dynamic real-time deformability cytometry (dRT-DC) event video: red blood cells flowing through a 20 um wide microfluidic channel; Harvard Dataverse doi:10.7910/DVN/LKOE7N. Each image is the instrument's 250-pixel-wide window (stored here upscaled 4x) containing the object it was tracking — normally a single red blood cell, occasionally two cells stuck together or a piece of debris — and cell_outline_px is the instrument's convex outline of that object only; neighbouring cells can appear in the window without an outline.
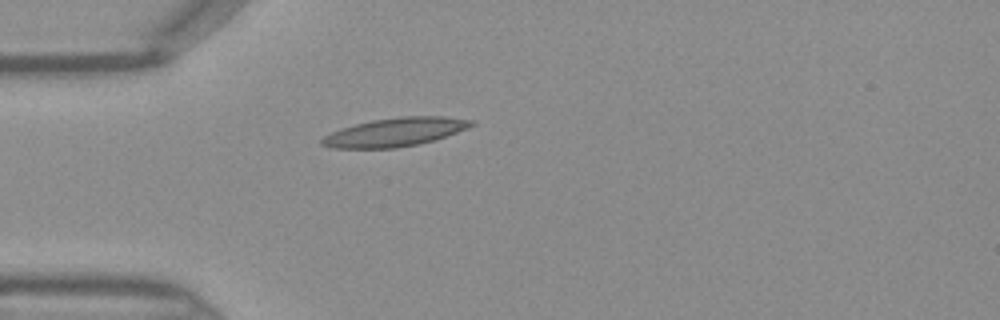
{"species": "Egyptian fruit bat (a non-hibernating species)", "species_latin": "Rousettus aegyptiacus", "temperature_condition": "warm", "stored_images_in_passage": 31, "camera_frame_rate_fps": 3000, "um_per_image_px": 0.085, "frame": {"image": 1, "passage_image": 1, "time_ms": 0.0, "image_size_px": [1000, 320], "cell_outline_px": [[476, 124], [468, 128], [432, 140], [416, 144], [396, 148], [332, 148], [320, 144], [320, 140], [324, 136], [332, 132], [356, 124], [372, 120], [400, 116], [444, 116], [476, 120]], "centroid_in_image_um": [33.6, 11.22], "position_along_channel_um": 51.4, "area_um2": 24.68}}
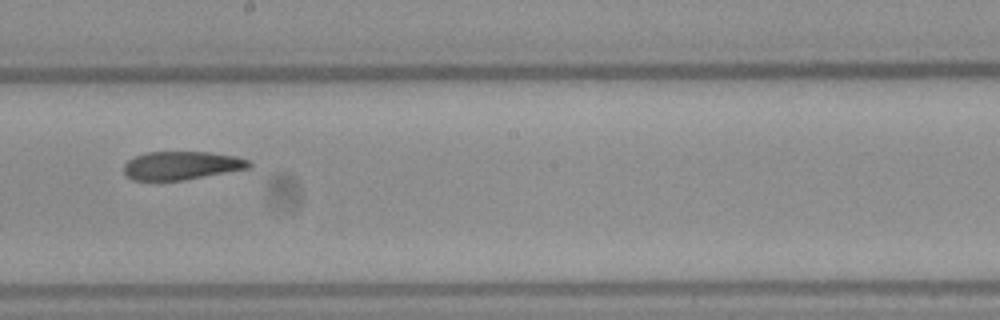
{"frame": {"image": 2, "passage_image": 14, "time_ms": 4.333, "image_size_px": [1000, 320], "cell_outline_px": [[252, 164], [248, 168], [184, 180], [132, 180], [124, 172], [124, 164], [128, 160], [136, 156], [148, 152], [208, 152], [236, 156], [248, 160]], "centroid_in_image_um": [15.42, 14.06], "position_along_channel_um": 232.8, "area_um2": 20.46}}
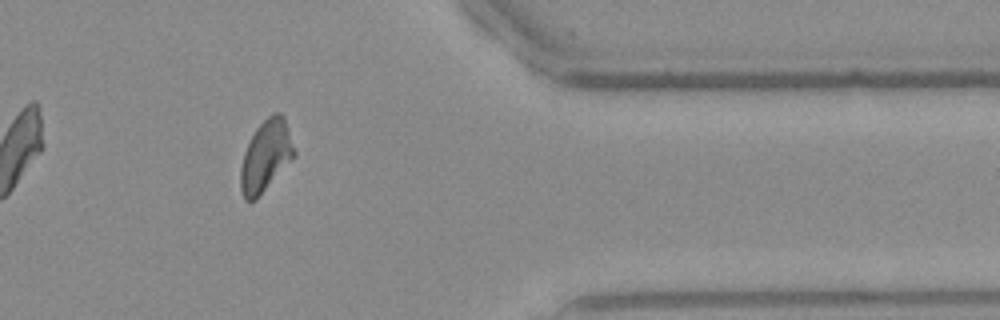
{"frame": {"image": 3, "passage_image": 26, "time_ms": 8.333, "image_size_px": [1000, 320], "cell_outline_px": [[296, 156], [256, 200], [244, 200], [240, 188], [240, 168], [244, 152], [256, 128], [272, 112], [280, 112], [284, 116], [296, 152]], "centroid_in_image_um": [22.6, 13.26], "position_along_channel_um": 388.8, "area_um2": 22.37}}